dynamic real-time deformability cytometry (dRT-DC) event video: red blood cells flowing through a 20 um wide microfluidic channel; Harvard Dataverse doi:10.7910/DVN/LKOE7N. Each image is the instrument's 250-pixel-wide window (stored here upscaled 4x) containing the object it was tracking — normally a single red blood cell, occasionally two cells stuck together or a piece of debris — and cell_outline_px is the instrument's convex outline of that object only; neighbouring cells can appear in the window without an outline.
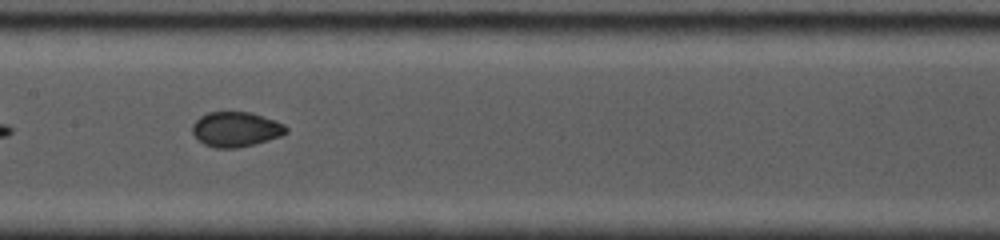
{"species": "common noctule bat (a hibernating species)", "species_latin": "Nyctalus noctula", "temperature_condition": "cold", "stored_images_in_passage": 14, "camera_frame_rate_fps": 5000, "um_per_image_px": 0.085, "animal": {"sex": "female", "body_mass_g": 19.0, "forearm_length_mm": 53.3}, "frame": {"image": 1, "passage_image": 5, "time_ms": 3.6, "image_size_px": [1000, 240], "cell_outline_px": [[288, 132], [280, 136], [268, 140], [236, 148], [216, 148], [204, 144], [192, 132], [192, 124], [200, 116], [208, 112], [252, 112], [284, 124], [288, 128]], "centroid_in_image_um": [20.05, 10.98], "position_along_channel_um": 187.4, "area_um2": 18.96}}